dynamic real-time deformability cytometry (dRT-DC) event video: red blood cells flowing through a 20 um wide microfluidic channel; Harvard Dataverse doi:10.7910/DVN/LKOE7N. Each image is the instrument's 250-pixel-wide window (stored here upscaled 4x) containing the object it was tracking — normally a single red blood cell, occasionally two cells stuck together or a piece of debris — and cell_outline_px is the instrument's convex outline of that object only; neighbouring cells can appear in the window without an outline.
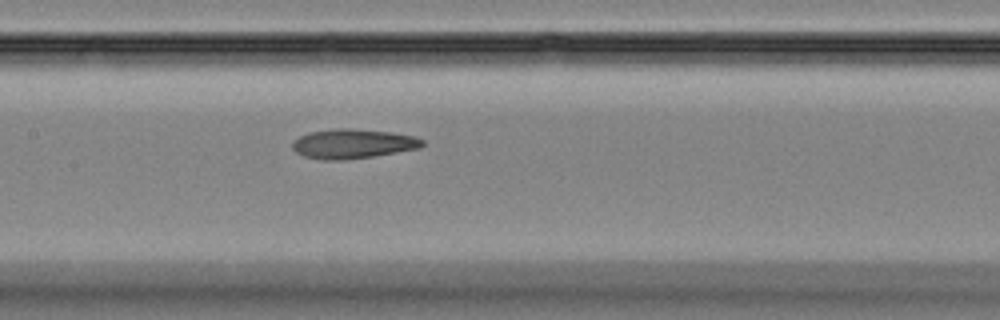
{"species": "Egyptian fruit bat (a non-hibernating species)", "species_latin": "Rousettus aegyptiacus", "temperature_condition": "room temperature", "stored_images_in_passage": 16, "camera_frame_rate_fps": 3000, "um_per_image_px": 0.085, "animal": {"sex": "female"}, "frame": {"image": 1, "passage_image": 12, "time_ms": 3.667, "image_size_px": [1000, 320], "cell_outline_px": [[424, 144], [420, 148], [372, 156], [344, 160], [320, 160], [304, 156], [296, 152], [292, 148], [292, 140], [308, 132], [336, 128], [348, 128], [392, 132], [416, 136], [424, 140]], "centroid_in_image_um": [29.97, 12.21], "position_along_channel_um": 177.4, "area_um2": 22.48}}
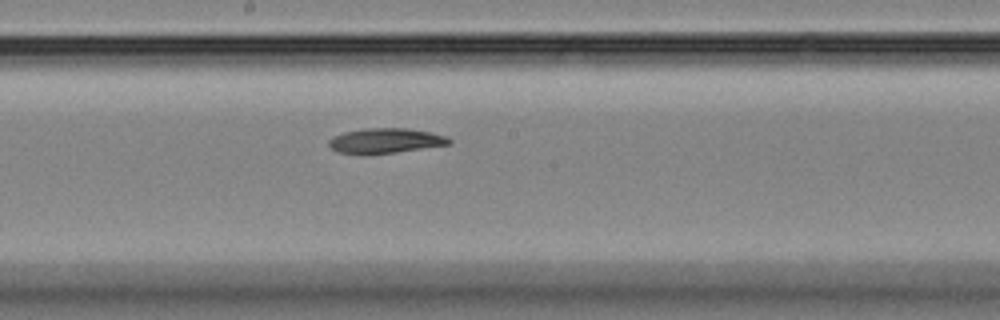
{"frame": {"image": 2, "passage_image": 16, "time_ms": 5.0, "image_size_px": [1000, 320], "cell_outline_px": [[452, 144], [396, 152], [364, 156], [360, 156], [336, 152], [328, 144], [328, 140], [332, 136], [344, 132], [364, 128], [404, 128], [428, 132], [444, 136], [452, 140]], "centroid_in_image_um": [32.67, 11.99], "position_along_channel_um": 215.5, "area_um2": 17.86}}